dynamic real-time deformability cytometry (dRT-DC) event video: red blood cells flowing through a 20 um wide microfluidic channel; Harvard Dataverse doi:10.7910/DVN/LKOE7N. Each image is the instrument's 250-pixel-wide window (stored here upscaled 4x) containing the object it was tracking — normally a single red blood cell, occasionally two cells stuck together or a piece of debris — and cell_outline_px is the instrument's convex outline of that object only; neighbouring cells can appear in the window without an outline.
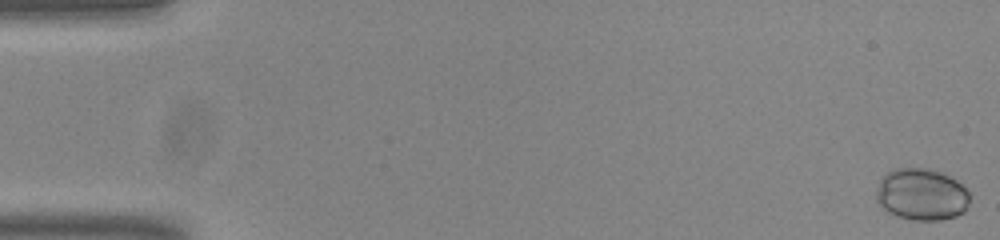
{"species": "common noctule bat (a hibernating species)", "species_latin": "Nyctalus noctula", "temperature_condition": "room temperature", "stored_images_in_passage": 54, "camera_frame_rate_fps": 3000, "um_per_image_px": 0.085, "animal": {"sex": "male", "body_mass_g": 20.0, "forearm_length_mm": 53.3}, "frame": {"image": 1, "passage_image": 1, "time_ms": 0.0, "image_size_px": [1000, 240], "cell_outline_px": [[968, 204], [964, 212], [956, 216], [940, 220], [912, 220], [888, 212], [876, 200], [876, 192], [880, 180], [888, 172], [896, 168], [928, 168], [944, 172], [956, 180], [968, 192]], "centroid_in_image_um": [78.34, 16.52], "position_along_channel_um": 6.7, "area_um2": 28.15}}
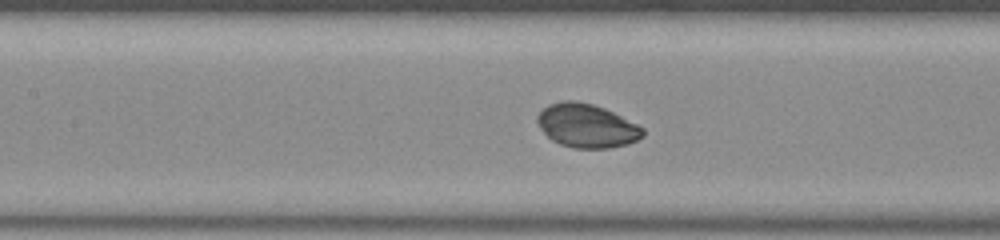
{"frame": {"image": 2, "passage_image": 25, "time_ms": 8.0, "image_size_px": [1000, 240], "cell_outline_px": [[644, 136], [628, 144], [608, 148], [572, 148], [560, 144], [552, 140], [540, 128], [536, 120], [536, 116], [548, 104], [560, 100], [576, 100], [592, 104], [604, 108], [644, 128]], "centroid_in_image_um": [49.84, 10.68], "position_along_channel_um": 157.6, "area_um2": 26.82}}
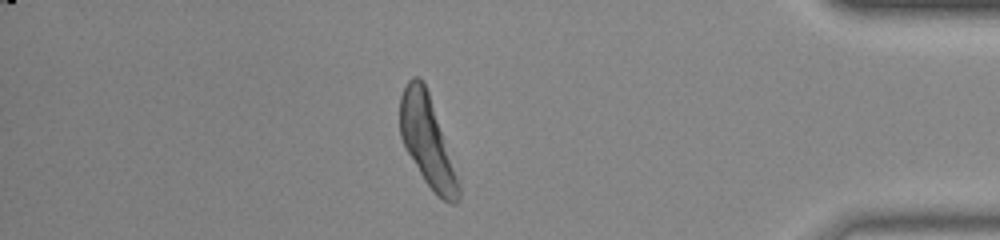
{"frame": {"image": 3, "passage_image": 47, "time_ms": 15.333, "image_size_px": [1000, 240], "cell_outline_px": [[460, 200], [456, 204], [452, 204], [436, 196], [424, 180], [404, 148], [400, 136], [400, 96], [408, 80], [412, 76], [420, 76], [424, 80], [460, 188]], "centroid_in_image_um": [36.27, 11.99], "position_along_channel_um": 398.9, "area_um2": 30.11}}